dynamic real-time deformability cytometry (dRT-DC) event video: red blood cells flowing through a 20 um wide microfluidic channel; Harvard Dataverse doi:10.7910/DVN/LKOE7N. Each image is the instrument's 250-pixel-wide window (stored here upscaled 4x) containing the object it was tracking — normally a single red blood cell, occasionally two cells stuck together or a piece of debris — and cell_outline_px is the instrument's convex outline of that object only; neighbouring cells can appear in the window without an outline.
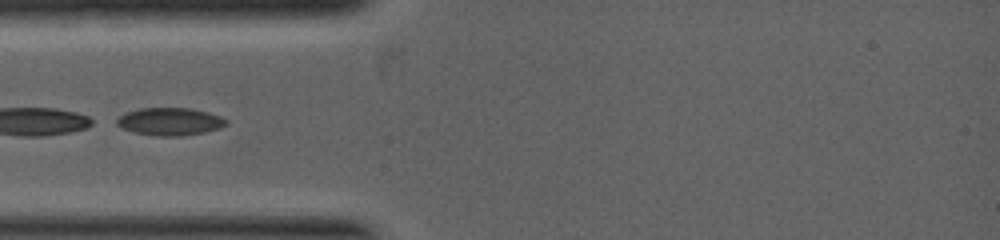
{"species": "common noctule bat (a hibernating species)", "species_latin": "Nyctalus noctula", "temperature_condition": "warm", "stored_images_in_passage": 9, "camera_frame_rate_fps": 5000, "um_per_image_px": 0.085, "animal": {"sex": "female", "body_mass_g": 19.0, "forearm_length_mm": 53.3}, "frame": {"image": 1, "passage_image": 1, "time_ms": 0.0, "image_size_px": [1000, 240], "cell_outline_px": [[228, 124], [220, 128], [204, 132], [184, 136], [156, 136], [136, 132], [124, 128], [116, 124], [116, 120], [124, 112], [140, 108], [192, 108], [208, 112], [220, 116], [228, 120]], "centroid_in_image_um": [14.47, 10.32], "position_along_channel_um": 70.5, "area_um2": 17.69}}